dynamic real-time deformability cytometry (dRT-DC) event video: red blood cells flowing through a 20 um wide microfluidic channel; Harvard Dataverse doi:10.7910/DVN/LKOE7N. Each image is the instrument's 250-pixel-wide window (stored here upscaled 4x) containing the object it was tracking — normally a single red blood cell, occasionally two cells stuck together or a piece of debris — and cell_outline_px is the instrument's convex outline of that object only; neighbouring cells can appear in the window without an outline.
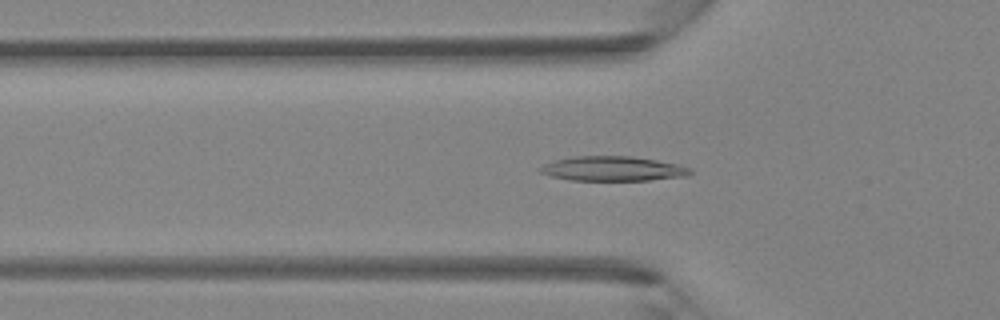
{"species": "Egyptian fruit bat (a non-hibernating species)", "species_latin": "Rousettus aegyptiacus", "temperature_condition": "room temperature", "stored_images_in_passage": 44, "camera_frame_rate_fps": 3000, "um_per_image_px": 0.085, "animal": {"sex": "female"}, "frame": {"image": 1, "passage_image": 15, "time_ms": 4.667, "image_size_px": [1000, 320], "cell_outline_px": [[692, 172], [688, 176], [648, 180], [572, 180], [552, 176], [540, 172], [540, 168], [544, 164], [552, 160], [572, 156], [632, 156], [656, 160], [676, 164], [692, 168]], "centroid_in_image_um": [52.1, 14.33], "position_along_channel_um": 73.7, "area_um2": 21.5}}
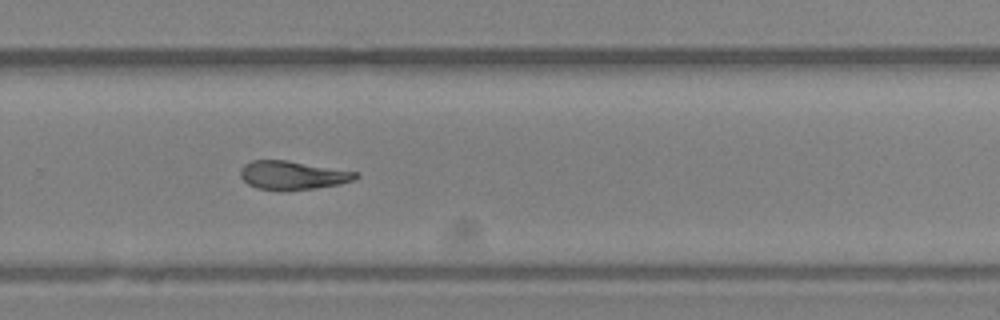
{"frame": {"image": 2, "passage_image": 30, "time_ms": 9.667, "image_size_px": [1000, 320], "cell_outline_px": [[360, 176], [352, 180], [340, 184], [316, 188], [280, 192], [256, 188], [248, 184], [240, 176], [240, 168], [244, 164], [252, 160], [288, 160], [360, 172]], "centroid_in_image_um": [24.87, 14.91], "position_along_channel_um": 304.9, "area_um2": 19.71}}
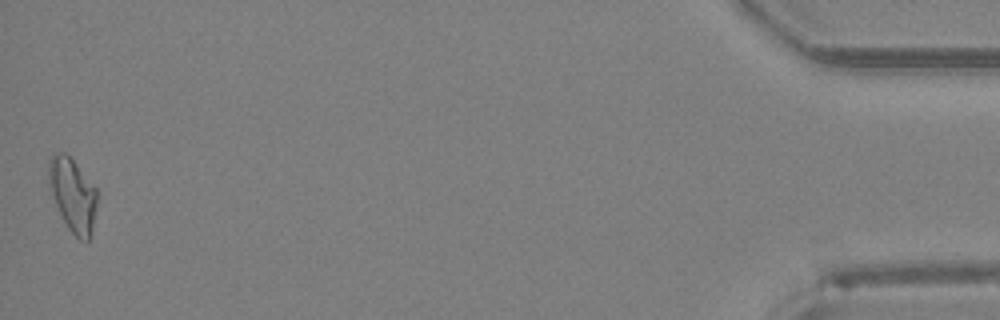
{"frame": {"image": 3, "passage_image": 44, "time_ms": 14.333, "image_size_px": [1000, 320], "cell_outline_px": [[96, 204], [92, 228], [88, 240], [80, 240], [68, 228], [52, 196], [48, 180], [48, 160], [52, 152], [64, 152], [76, 164], [96, 188]], "centroid_in_image_um": [6.15, 16.51], "position_along_channel_um": 429.1, "area_um2": 20.29}}